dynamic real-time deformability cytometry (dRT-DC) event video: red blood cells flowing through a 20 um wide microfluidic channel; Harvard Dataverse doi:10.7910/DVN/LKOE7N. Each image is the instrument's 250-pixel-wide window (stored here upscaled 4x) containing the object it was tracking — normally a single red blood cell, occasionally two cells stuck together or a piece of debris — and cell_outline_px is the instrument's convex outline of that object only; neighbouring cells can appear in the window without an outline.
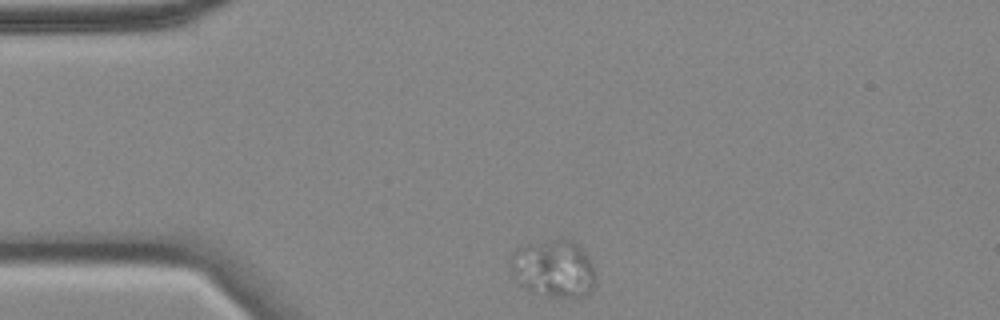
{"species": "common noctule bat (a hibernating species)", "species_latin": "Nyctalus noctula", "temperature_condition": "cold", "stored_images_in_passage": 49, "camera_frame_rate_fps": 3000, "um_per_image_px": 0.085, "animal": {"sex": "female", "body_mass_g": 18.4}, "frame": {"image": 1, "passage_image": 1, "time_ms": 0.0, "image_size_px": [1000, 320], "cell_outline_px": [[596, 276], [592, 288], [588, 296], [548, 296], [532, 292], [516, 284], [508, 264], [512, 252], [516, 248], [524, 244], [560, 236], [564, 236], [580, 244], [588, 256], [592, 264]], "centroid_in_image_um": [47.02, 22.77], "position_along_channel_um": 38.0, "area_um2": 29.59}}
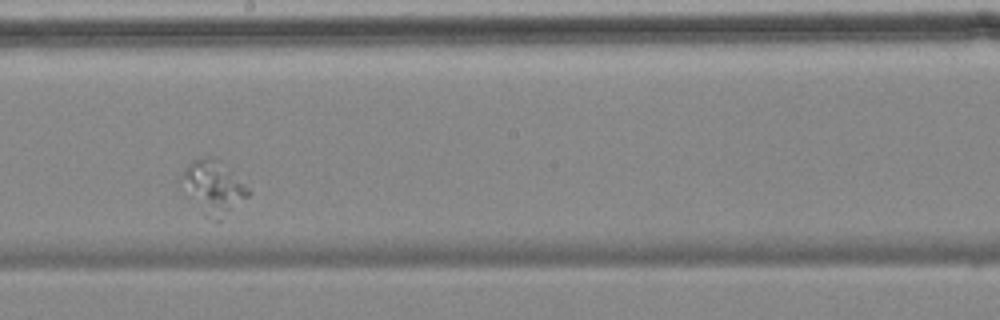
{"frame": {"image": 2, "passage_image": 22, "time_ms": 7.0, "image_size_px": [1000, 320], "cell_outline_px": [[252, 192], [248, 196], [228, 208], [208, 200], [180, 188], [180, 176], [188, 164], [192, 160], [204, 156], [208, 156], [220, 160]], "centroid_in_image_um": [18.13, 15.46], "position_along_channel_um": 230.1, "area_um2": 16.42}}
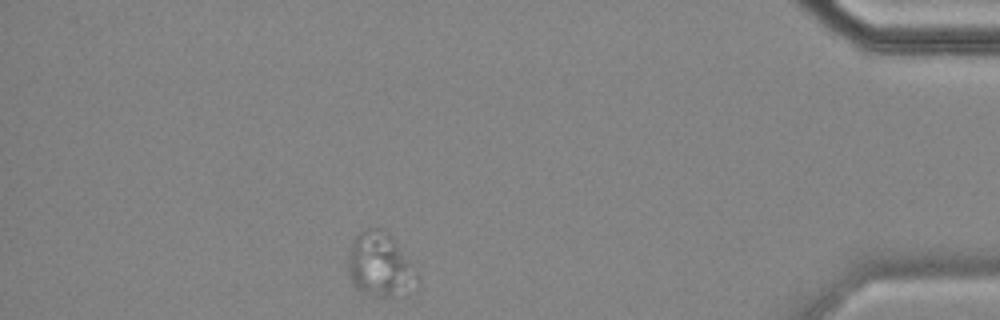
{"frame": {"image": 3, "passage_image": 42, "time_ms": 13.667, "image_size_px": [1000, 320], "cell_outline_px": [[420, 284], [392, 296], [380, 296], [364, 292], [356, 288], [352, 284], [348, 276], [348, 248], [356, 236], [360, 232], [376, 228], [388, 232], [392, 236], [416, 268], [420, 280]], "centroid_in_image_um": [32.31, 22.5], "position_along_channel_um": 402.9, "area_um2": 25.78}}